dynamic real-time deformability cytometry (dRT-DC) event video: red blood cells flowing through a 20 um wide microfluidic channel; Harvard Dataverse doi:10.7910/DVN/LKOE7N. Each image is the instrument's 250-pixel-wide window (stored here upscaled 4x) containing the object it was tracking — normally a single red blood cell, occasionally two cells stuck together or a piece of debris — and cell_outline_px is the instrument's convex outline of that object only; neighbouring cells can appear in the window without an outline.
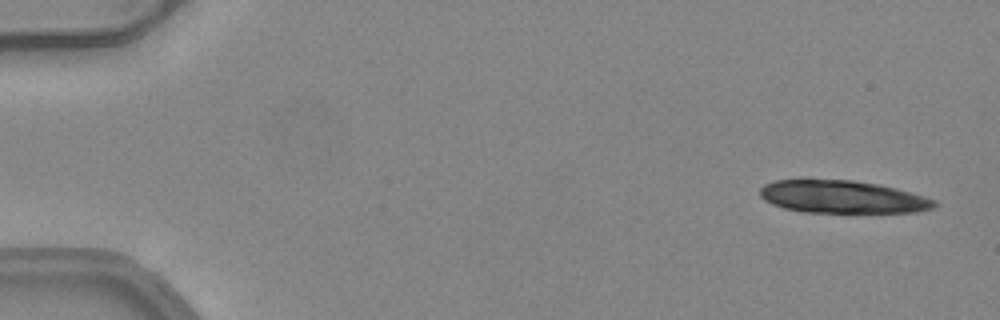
{"species": "common noctule bat (a hibernating species)", "species_latin": "Nyctalus noctula", "temperature_condition": "warm", "stored_images_in_passage": 6, "camera_frame_rate_fps": 3000, "um_per_image_px": 0.085, "animal": {"sex": "female", "body_mass_g": 24.6, "forearm_length_mm": 56.2}, "frame": {"image": 1, "passage_image": 2, "time_ms": 0.333, "image_size_px": [1000, 320], "cell_outline_px": [[936, 204], [932, 208], [916, 212], [804, 212], [784, 208], [772, 204], [764, 200], [760, 196], [760, 188], [764, 184], [776, 180], [852, 180], [876, 184], [896, 188], [924, 196], [936, 200]], "centroid_in_image_um": [71.58, 16.74], "position_along_channel_um": 13.4, "area_um2": 32.95}}